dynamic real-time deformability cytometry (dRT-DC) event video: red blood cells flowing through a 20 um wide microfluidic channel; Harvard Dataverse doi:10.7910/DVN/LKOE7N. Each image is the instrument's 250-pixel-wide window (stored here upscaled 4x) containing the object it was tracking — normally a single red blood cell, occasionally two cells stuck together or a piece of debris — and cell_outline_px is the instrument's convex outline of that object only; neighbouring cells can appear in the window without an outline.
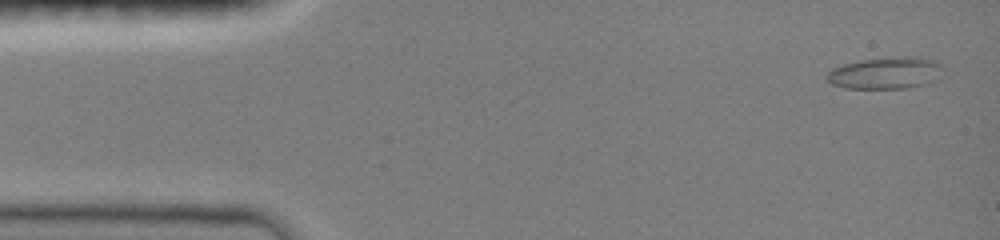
{"species": "common noctule bat (a hibernating species)", "species_latin": "Nyctalus noctula", "temperature_condition": "room temperature", "stored_images_in_passage": 65, "camera_frame_rate_fps": 3000, "um_per_image_px": 0.085, "animal": {"sex": "female", "body_mass_g": 19.0, "forearm_length_mm": 51.5}, "frame": {"image": 1, "passage_image": 3, "time_ms": 0.333, "image_size_px": [1000, 240], "cell_outline_px": [[944, 68], [936, 80], [924, 84], [908, 88], [844, 88], [832, 84], [824, 76], [832, 68], [844, 64], [860, 60], [900, 56], [916, 56], [936, 60]], "centroid_in_image_um": [75.29, 6.19], "position_along_channel_um": 9.7, "area_um2": 21.73}}
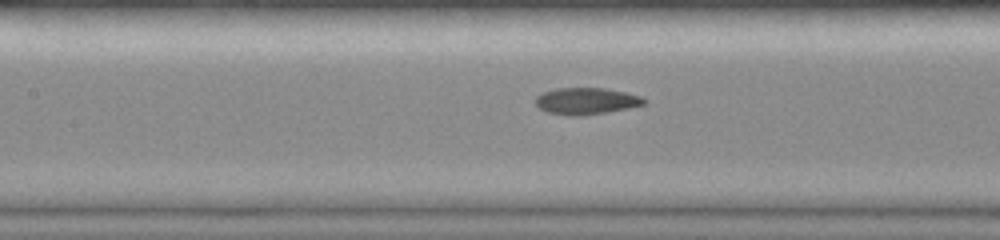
{"frame": {"image": 2, "passage_image": 34, "time_ms": 6.667, "image_size_px": [1000, 240], "cell_outline_px": [[648, 100], [644, 104], [628, 108], [608, 112], [580, 116], [568, 116], [548, 112], [540, 108], [536, 104], [536, 96], [544, 92], [556, 88], [604, 88], [624, 92], [640, 96]], "centroid_in_image_um": [49.83, 8.59], "position_along_channel_um": 157.6, "area_um2": 16.82}}
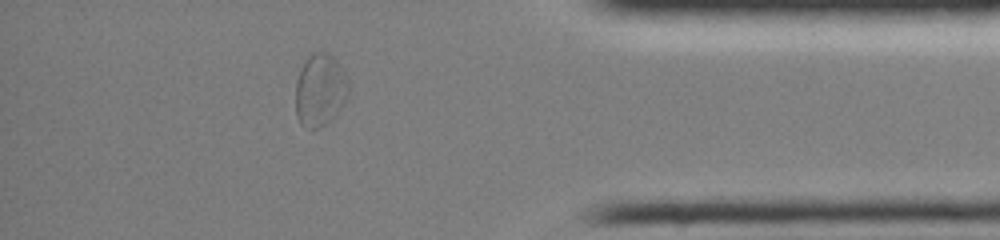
{"frame": {"image": 3, "passage_image": 55, "time_ms": 13.333, "image_size_px": [1000, 240], "cell_outline_px": [[348, 100], [320, 128], [312, 128], [300, 124], [296, 116], [296, 80], [304, 60], [312, 52], [328, 52], [336, 60], [344, 72], [348, 80]], "centroid_in_image_um": [27.2, 7.62], "position_along_channel_um": 408.0, "area_um2": 22.31}, "authors_computed_cell_mechanics": {"area_um2": 18.2648, "velocity_mm_per_s": 4.0381, "shape_relaxation_time_tau1_ms": 8.3452, "shape_relaxation_time_tau2_ms": 2.2026, "deformation_change_tau1": 0.2265, "deformation_change_tau2": 0.0684}}